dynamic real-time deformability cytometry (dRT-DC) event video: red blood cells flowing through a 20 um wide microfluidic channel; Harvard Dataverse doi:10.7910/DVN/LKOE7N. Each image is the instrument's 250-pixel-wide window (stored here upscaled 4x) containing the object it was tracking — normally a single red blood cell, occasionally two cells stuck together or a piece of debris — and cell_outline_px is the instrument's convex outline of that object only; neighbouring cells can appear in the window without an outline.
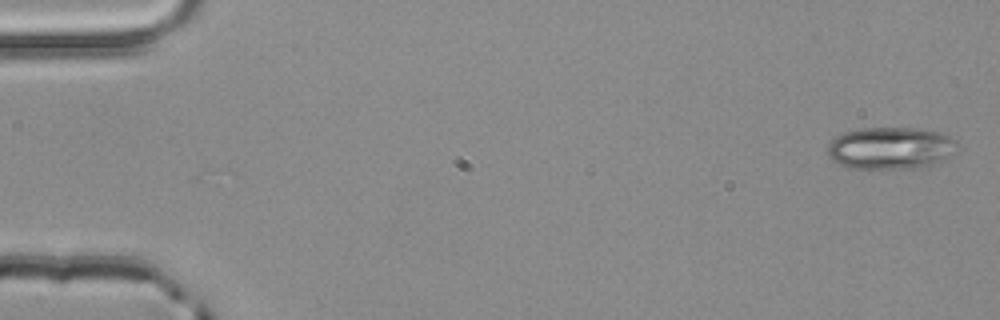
{"species": "common noctule bat (a hibernating species)", "species_latin": "Nyctalus noctula", "temperature_condition": "room temperature", "stored_images_in_passage": 4, "camera_frame_rate_fps": 3000, "um_per_image_px": 0.085, "animal": {"sex": "male", "body_mass_g": 20.4}, "frame": {"image": 1, "passage_image": 4, "time_ms": 1.0, "image_size_px": [1000, 320], "cell_outline_px": [[956, 144], [948, 156], [944, 160], [924, 168], [848, 168], [832, 160], [828, 156], [828, 144], [836, 136], [844, 132], [864, 128], [916, 128], [936, 132], [948, 136], [956, 140]], "centroid_in_image_um": [75.65, 12.6], "position_along_channel_um": 9.3, "area_um2": 31.62}}